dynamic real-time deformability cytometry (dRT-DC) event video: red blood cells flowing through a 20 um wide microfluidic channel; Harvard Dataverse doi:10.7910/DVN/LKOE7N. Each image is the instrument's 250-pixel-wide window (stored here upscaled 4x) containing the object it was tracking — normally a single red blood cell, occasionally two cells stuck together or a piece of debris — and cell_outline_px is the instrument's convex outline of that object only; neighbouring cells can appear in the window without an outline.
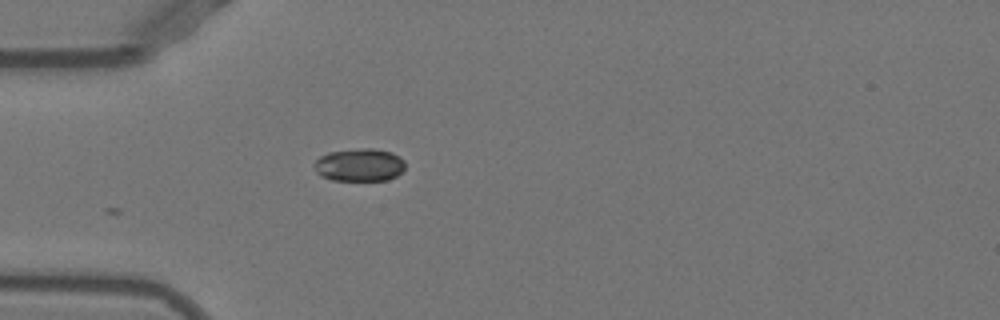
{"species": "Egyptian fruit bat (a non-hibernating species)", "species_latin": "Rousettus aegyptiacus", "temperature_condition": "warm", "stored_images_in_passage": 6, "camera_frame_rate_fps": 3000, "um_per_image_px": 0.085, "animal": {"sex": "female"}, "frame": {"image": 1, "passage_image": 1, "time_ms": 0.0, "image_size_px": [1000, 320], "cell_outline_px": [[404, 168], [396, 176], [388, 180], [332, 180], [320, 176], [316, 172], [312, 164], [320, 156], [328, 152], [364, 148], [372, 148], [392, 152], [400, 156], [404, 160]], "centroid_in_image_um": [30.53, 14.02], "position_along_channel_um": 54.5, "area_um2": 17.51}}
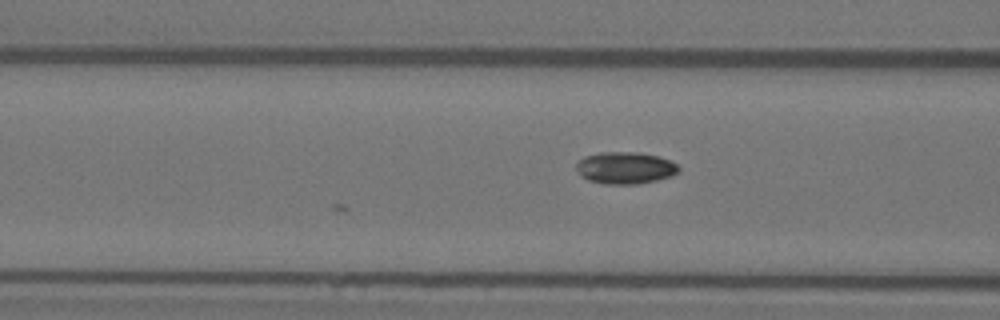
{"frame": {"image": 2, "passage_image": 6, "time_ms": 1.667, "image_size_px": [1000, 320], "cell_outline_px": [[680, 172], [672, 176], [656, 180], [636, 184], [604, 184], [588, 180], [580, 176], [576, 172], [576, 164], [584, 156], [600, 152], [636, 152], [660, 156], [676, 164], [680, 168]], "centroid_in_image_um": [53.13, 14.27], "position_along_channel_um": 113.5, "area_um2": 19.25}}